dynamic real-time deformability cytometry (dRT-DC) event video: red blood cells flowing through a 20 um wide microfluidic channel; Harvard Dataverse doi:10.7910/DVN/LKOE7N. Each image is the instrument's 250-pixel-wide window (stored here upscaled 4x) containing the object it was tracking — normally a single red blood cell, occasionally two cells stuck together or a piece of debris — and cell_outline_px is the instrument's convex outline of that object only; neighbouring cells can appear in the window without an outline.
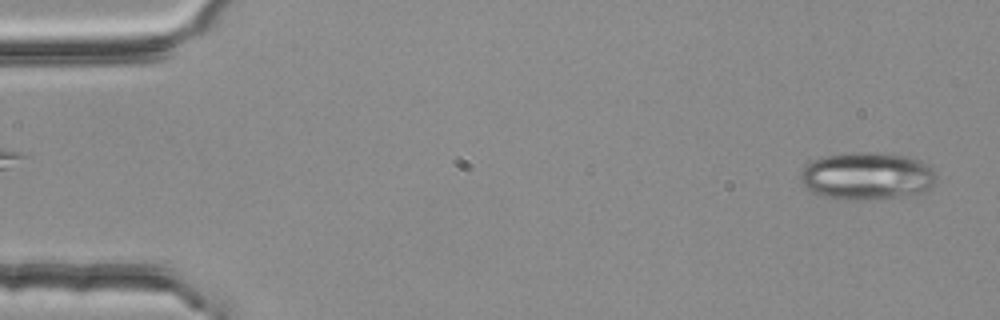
{"species": "common noctule bat (a hibernating species)", "species_latin": "Nyctalus noctula", "temperature_condition": "room temperature", "stored_images_in_passage": 54, "camera_frame_rate_fps": 3000, "um_per_image_px": 0.085, "animal": {"sex": "female", "body_mass_g": 25.1}, "frame": {"image": 1, "passage_image": 2, "time_ms": 0.333, "image_size_px": [1000, 320], "cell_outline_px": [[936, 180], [924, 192], [872, 200], [844, 200], [824, 196], [812, 192], [800, 180], [800, 172], [812, 160], [824, 156], [848, 152], [872, 152], [904, 156], [920, 160], [932, 168], [936, 172]], "centroid_in_image_um": [73.68, 14.96], "position_along_channel_um": 11.3, "area_um2": 37.63}}
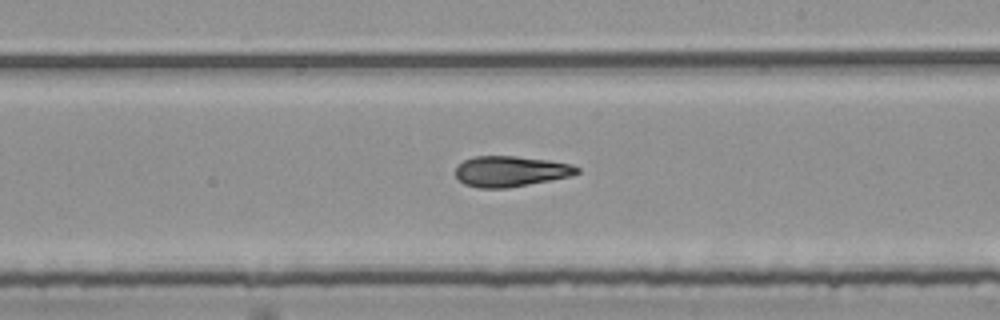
{"frame": {"image": 2, "passage_image": 31, "time_ms": 10.0, "image_size_px": [1000, 320], "cell_outline_px": [[580, 172], [572, 176], [508, 188], [480, 188], [464, 184], [456, 176], [456, 168], [464, 160], [476, 156], [516, 156], [548, 160], [572, 164], [580, 168]], "centroid_in_image_um": [43.44, 14.56], "position_along_channel_um": 245.6, "area_um2": 21.68}}
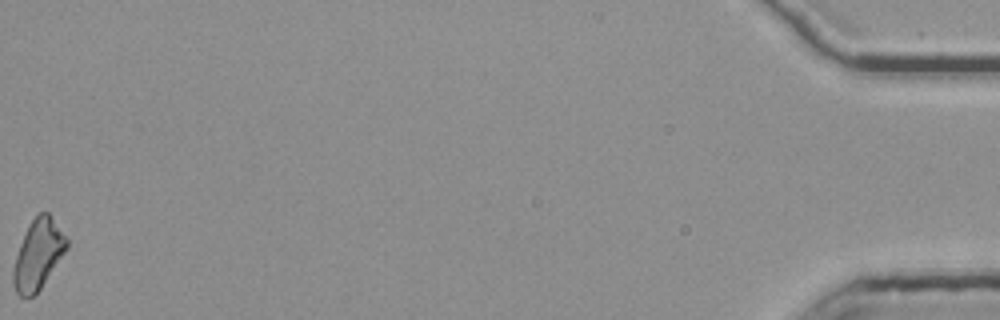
{"frame": {"image": 3, "passage_image": 54, "time_ms": 17.667, "image_size_px": [1000, 320], "cell_outline_px": [[68, 248], [40, 288], [32, 296], [20, 296], [16, 292], [12, 284], [12, 268], [20, 244], [28, 224], [40, 212], [48, 212], [68, 236]], "centroid_in_image_um": [3.24, 21.6], "position_along_channel_um": 432.0, "area_um2": 21.73}, "authors_computed_cell_mechanics": {"area_um2": 22.2819, "velocity_mm_per_s": 3.7785, "shape_relaxation_time_tau1_ms": 7.7696, "shape_relaxation_time_tau2_ms": null, "deformation_change_tau1": 0.2061, "deformation_change_tau2": null}}